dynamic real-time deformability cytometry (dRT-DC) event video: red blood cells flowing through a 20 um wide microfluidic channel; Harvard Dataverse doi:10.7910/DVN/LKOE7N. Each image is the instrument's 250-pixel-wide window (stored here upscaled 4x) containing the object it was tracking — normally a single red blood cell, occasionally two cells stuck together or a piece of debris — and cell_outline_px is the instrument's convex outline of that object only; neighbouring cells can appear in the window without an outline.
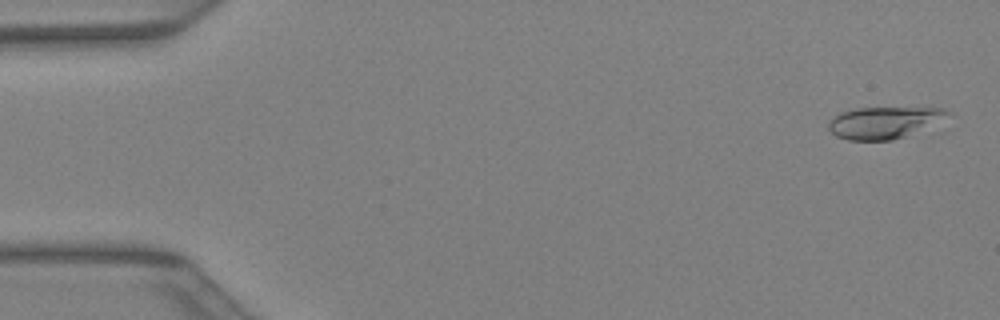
{"species": "Egyptian fruit bat (a non-hibernating species)", "species_latin": "Rousettus aegyptiacus", "temperature_condition": "warm", "stored_images_in_passage": 41, "camera_frame_rate_fps": 3000, "um_per_image_px": 0.085, "animal": {"sex": "female"}, "frame": {"image": 1, "passage_image": 2, "time_ms": 0.333, "image_size_px": [1000, 320], "cell_outline_px": [[948, 112], [904, 136], [892, 140], [848, 140], [836, 136], [828, 128], [828, 120], [840, 112], [856, 108], [944, 108]], "centroid_in_image_um": [74.89, 10.41], "position_along_channel_um": 10.1, "area_um2": 20.87}}
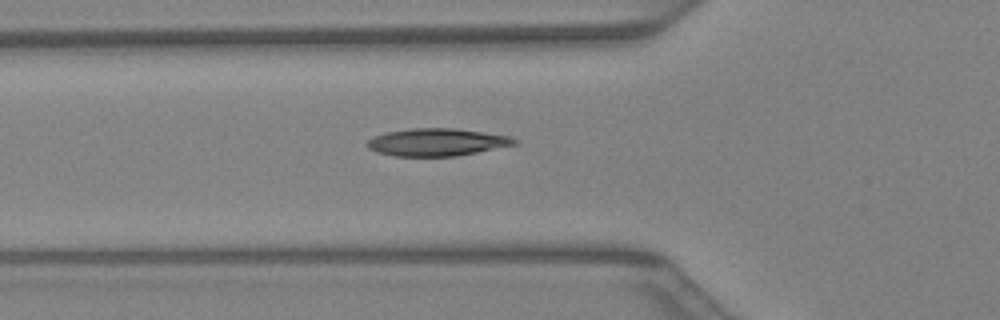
{"frame": {"image": 2, "passage_image": 15, "time_ms": 4.667, "image_size_px": [1000, 320], "cell_outline_px": [[516, 144], [456, 156], [392, 156], [376, 152], [368, 148], [364, 144], [368, 140], [376, 136], [388, 132], [412, 128], [452, 128], [508, 136], [516, 140]], "centroid_in_image_um": [37.06, 12.09], "position_along_channel_um": 88.7, "area_um2": 23.24}}
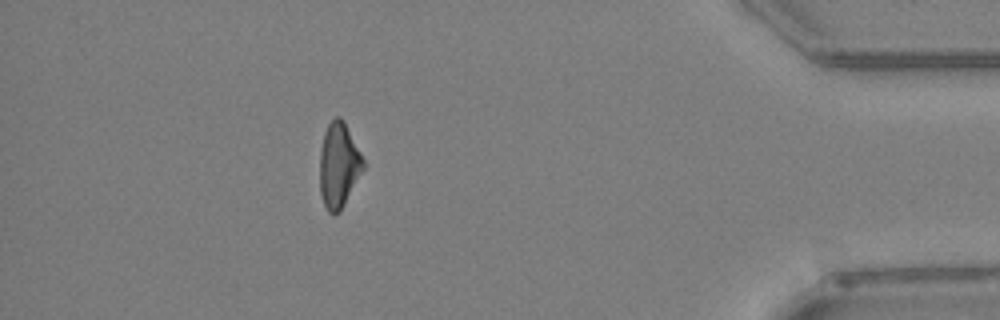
{"frame": {"image": 3, "passage_image": 37, "time_ms": 12.0, "image_size_px": [1000, 320], "cell_outline_px": [[364, 168], [340, 212], [332, 216], [328, 212], [324, 204], [320, 192], [320, 148], [324, 132], [328, 124], [336, 116], [340, 116], [344, 120], [364, 160]], "centroid_in_image_um": [28.78, 14.05], "position_along_channel_um": 406.4, "area_um2": 21.56}}